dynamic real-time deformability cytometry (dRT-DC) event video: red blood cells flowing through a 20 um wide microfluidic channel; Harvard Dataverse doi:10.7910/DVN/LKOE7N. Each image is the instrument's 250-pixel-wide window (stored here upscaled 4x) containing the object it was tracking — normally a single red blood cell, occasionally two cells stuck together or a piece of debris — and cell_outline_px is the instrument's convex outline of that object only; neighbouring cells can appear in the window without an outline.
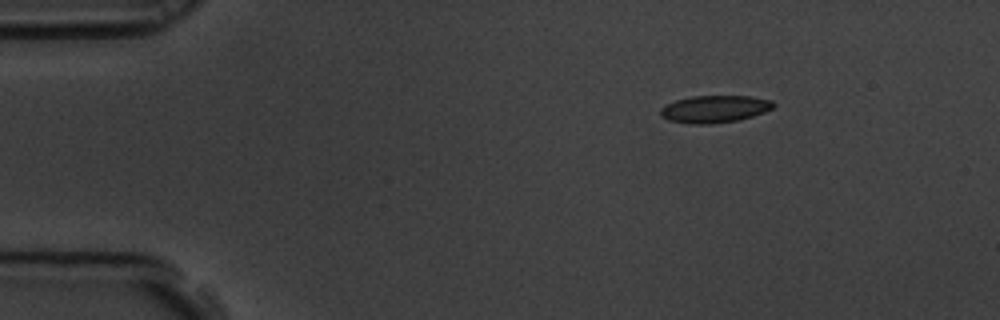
{"species": "common noctule bat (a hibernating species)", "species_latin": "Nyctalus noctula", "temperature_condition": "room temperature", "stored_images_in_passage": 51, "camera_frame_rate_fps": 3000, "um_per_image_px": 0.085, "animal": {"sex": "male", "body_mass_g": 19.5, "forearm_length_mm": 54.6}, "frame": {"image": 1, "passage_image": 1, "time_ms": 0.0, "image_size_px": [1000, 320], "cell_outline_px": [[776, 104], [772, 108], [764, 112], [752, 116], [736, 120], [708, 124], [688, 124], [668, 120], [660, 116], [660, 108], [676, 100], [692, 96], [752, 96], [772, 100]], "centroid_in_image_um": [60.73, 9.26], "position_along_channel_um": 24.3, "area_um2": 17.92}}
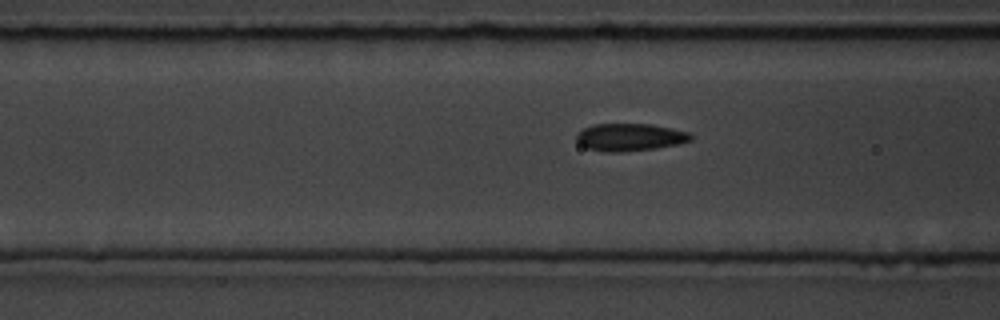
{"frame": {"image": 2, "passage_image": 15, "time_ms": 4.667, "image_size_px": [1000, 320], "cell_outline_px": [[692, 140], [676, 144], [656, 148], [620, 152], [604, 152], [588, 148], [580, 144], [576, 140], [576, 132], [584, 128], [596, 124], [652, 124], [672, 128], [688, 132], [692, 136]], "centroid_in_image_um": [53.52, 11.66], "position_along_channel_um": 113.1, "area_um2": 18.26}}
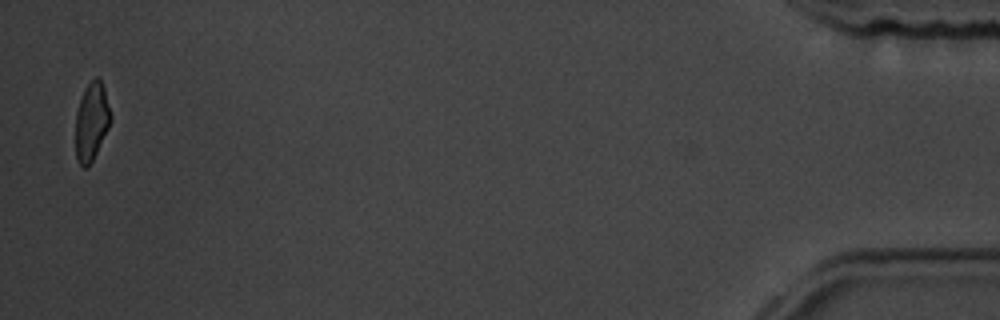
{"frame": {"image": 3, "passage_image": 50, "time_ms": 16.333, "image_size_px": [1000, 320], "cell_outline_px": [[112, 116], [108, 128], [88, 168], [84, 168], [80, 164], [76, 156], [76, 112], [84, 88], [96, 76], [100, 80], [104, 88]], "centroid_in_image_um": [7.78, 10.32], "position_along_channel_um": 427.4, "area_um2": 15.72}, "authors_computed_cell_mechanics": {"area_um2": 17.9758, "velocity_mm_per_s": 3.4775, "shape_relaxation_time_tau1_ms": 3.5521, "shape_relaxation_time_tau2_ms": 2.0007, "deformation_change_tau1": 0.1154, "deformation_change_tau2": 0.0777}}